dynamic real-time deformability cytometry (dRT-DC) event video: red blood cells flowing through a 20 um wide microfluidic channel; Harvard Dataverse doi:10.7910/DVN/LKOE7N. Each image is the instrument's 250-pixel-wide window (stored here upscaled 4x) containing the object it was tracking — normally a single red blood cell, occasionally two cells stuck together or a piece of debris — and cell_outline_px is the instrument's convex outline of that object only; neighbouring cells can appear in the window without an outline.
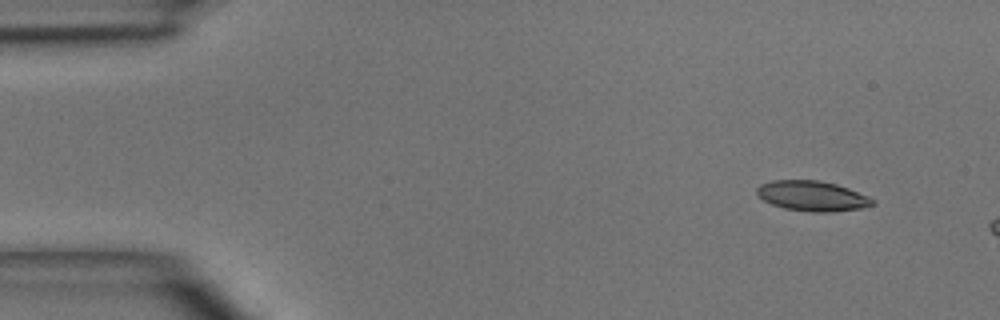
{"species": "common noctule bat (a hibernating species)", "species_latin": "Nyctalus noctula", "temperature_condition": "room temperature", "stored_images_in_passage": 3, "camera_frame_rate_fps": 3000, "um_per_image_px": 0.085, "animal": {"sex": "male", "body_mass_g": 15.6}, "frame": {"image": 1, "passage_image": 1, "time_ms": 0.0, "image_size_px": [1000, 320], "cell_outline_px": [[876, 204], [860, 208], [832, 212], [812, 212], [784, 208], [772, 204], [764, 200], [756, 192], [756, 188], [760, 184], [772, 180], [820, 180], [836, 184], [848, 188], [868, 196], [876, 200]], "centroid_in_image_um": [69.06, 16.65], "position_along_channel_um": 15.9, "area_um2": 20.35}}